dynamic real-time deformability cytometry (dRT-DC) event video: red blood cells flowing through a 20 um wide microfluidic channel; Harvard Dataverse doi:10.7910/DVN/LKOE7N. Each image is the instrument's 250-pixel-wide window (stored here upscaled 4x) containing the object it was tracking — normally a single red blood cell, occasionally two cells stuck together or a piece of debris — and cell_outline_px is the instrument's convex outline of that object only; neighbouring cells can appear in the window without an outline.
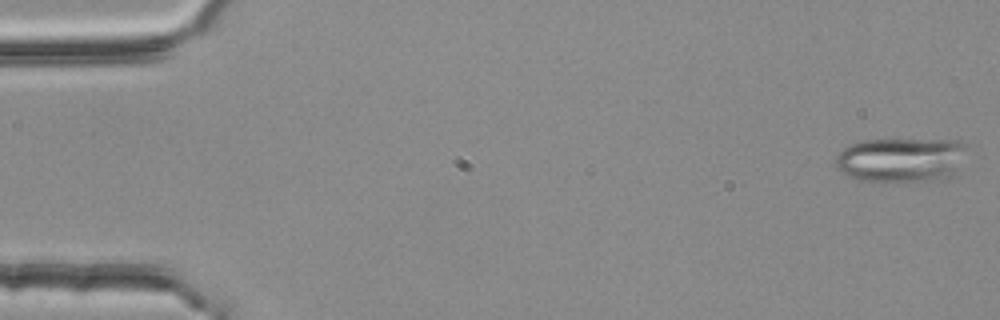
{"species": "common noctule bat (a hibernating species)", "species_latin": "Nyctalus noctula", "temperature_condition": "room temperature", "stored_images_in_passage": 54, "segment_of_instrument_passage": [1, 2], "camera_frame_rate_fps": 3000, "um_per_image_px": 0.085, "animal": {"sex": "female", "body_mass_g": 25.1}, "frame": {"image": 1, "passage_image": 1, "time_ms": 0.0, "image_size_px": [1000, 320], "cell_outline_px": [[968, 144], [952, 176], [940, 180], [884, 184], [856, 180], [848, 176], [836, 168], [836, 156], [844, 148], [852, 144], [864, 140], [960, 140]], "centroid_in_image_um": [76.56, 13.63], "position_along_channel_um": 8.4, "area_um2": 34.74}}